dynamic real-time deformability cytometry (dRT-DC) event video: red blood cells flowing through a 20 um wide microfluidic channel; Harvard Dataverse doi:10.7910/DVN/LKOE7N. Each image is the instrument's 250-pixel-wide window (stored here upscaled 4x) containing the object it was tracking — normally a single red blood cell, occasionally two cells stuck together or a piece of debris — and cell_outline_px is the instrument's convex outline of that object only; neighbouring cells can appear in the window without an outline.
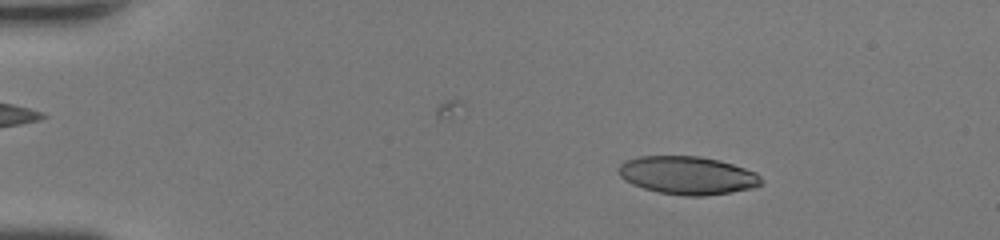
{"species": "human", "species_latin": "Homo sapiens", "temperature_condition": "room temperature", "stored_images_in_passage": 43, "camera_frame_rate_fps": 3000, "um_per_image_px": 0.085, "donor": {"sex": "female"}, "frame": {"image": 1, "passage_image": 5, "time_ms": 1.333, "image_size_px": [1000, 240], "cell_outline_px": [[764, 184], [752, 188], [732, 192], [704, 196], [684, 196], [660, 192], [644, 188], [632, 184], [624, 180], [620, 176], [620, 164], [624, 160], [640, 156], [700, 156], [720, 160], [756, 172], [764, 180]], "centroid_in_image_um": [58.47, 14.9], "position_along_channel_um": 26.5, "area_um2": 31.79}}
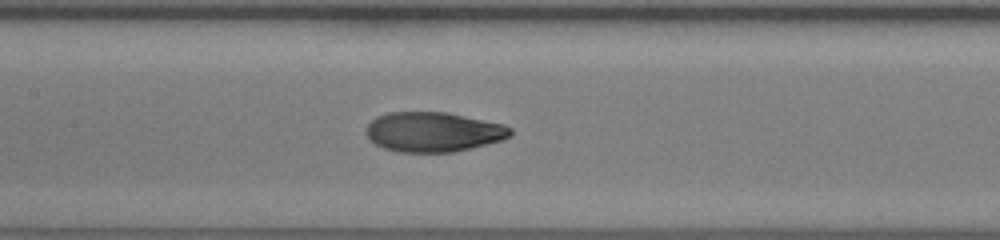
{"frame": {"image": 2, "passage_image": 21, "time_ms": 6.667, "image_size_px": [1000, 240], "cell_outline_px": [[512, 136], [500, 140], [472, 148], [452, 152], [396, 152], [384, 148], [368, 140], [364, 132], [368, 124], [376, 116], [388, 112], [444, 112], [504, 124], [512, 128]], "centroid_in_image_um": [36.79, 11.22], "position_along_channel_um": 170.6, "area_um2": 33.58}}
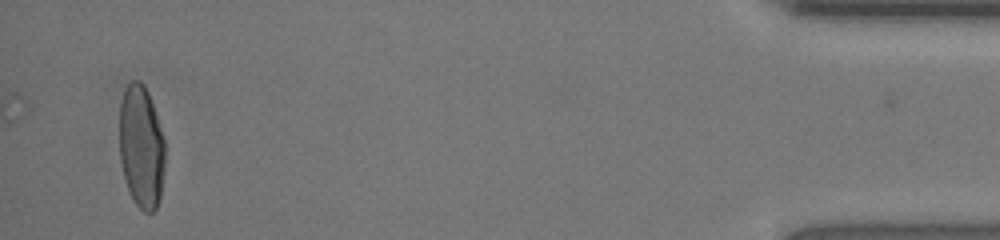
{"frame": {"image": 3, "passage_image": 43, "time_ms": 14.0, "image_size_px": [1000, 240], "cell_outline_px": [[164, 168], [160, 196], [156, 208], [152, 212], [144, 212], [136, 204], [128, 188], [124, 176], [120, 160], [120, 100], [124, 88], [132, 80], [140, 80], [144, 84], [148, 92], [164, 136]], "centroid_in_image_um": [12.01, 12.43], "position_along_channel_um": 423.2, "area_um2": 32.6}, "authors_computed_cell_mechanics": {"area_um2": 32.7726, "velocity_mm_per_s": 4.4819, "shape_relaxation_time_tau1_ms": 6.7275, "shape_relaxation_time_tau2_ms": 0.9182, "deformation_change_tau1": 0.2962, "deformation_change_tau2": 0.0629}}